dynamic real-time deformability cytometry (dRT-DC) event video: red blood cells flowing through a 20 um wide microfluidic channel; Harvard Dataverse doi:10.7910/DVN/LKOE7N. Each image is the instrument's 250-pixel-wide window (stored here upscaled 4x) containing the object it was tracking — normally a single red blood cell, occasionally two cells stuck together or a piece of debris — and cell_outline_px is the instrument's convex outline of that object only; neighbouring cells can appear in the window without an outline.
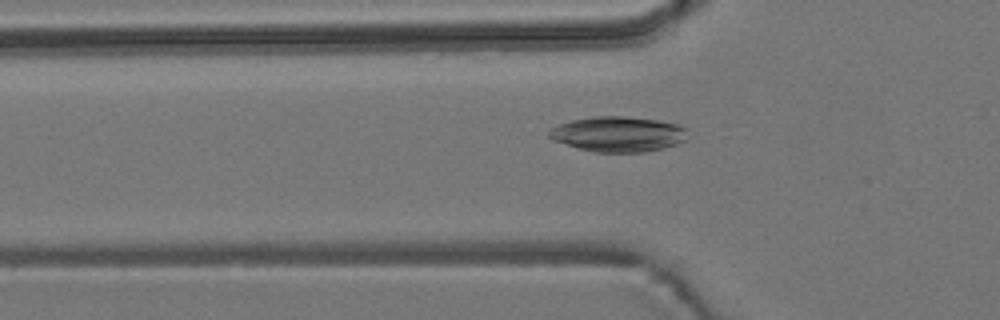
{"species": "common noctule bat (a hibernating species)", "species_latin": "Nyctalus noctula", "temperature_condition": "room temperature", "stored_images_in_passage": 15, "camera_frame_rate_fps": 3000, "um_per_image_px": 0.085, "animal": {"sex": "male", "body_mass_g": 19.2, "forearm_length_mm": 51.8}, "frame": {"image": 1, "passage_image": 8, "time_ms": 2.333, "image_size_px": [1000, 320], "cell_outline_px": [[684, 140], [676, 144], [664, 148], [644, 152], [592, 152], [552, 140], [548, 136], [548, 132], [552, 128], [560, 124], [572, 120], [592, 116], [624, 116], [656, 120], [680, 124], [684, 128]], "centroid_in_image_um": [52.5, 11.4], "position_along_channel_um": 73.3, "area_um2": 28.26}}
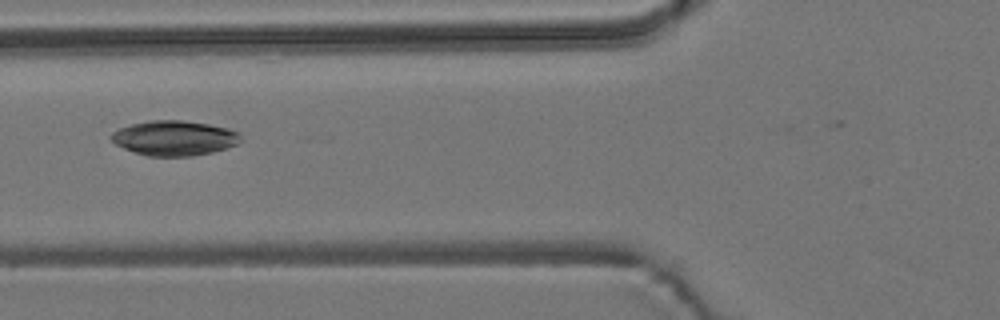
{"frame": {"image": 2, "passage_image": 11, "time_ms": 3.333, "image_size_px": [1000, 320], "cell_outline_px": [[244, 140], [236, 144], [212, 152], [192, 156], [148, 156], [124, 148], [116, 144], [108, 136], [112, 132], [120, 128], [132, 124], [148, 120], [184, 120], [208, 124], [228, 128], [240, 132]], "centroid_in_image_um": [14.84, 11.72], "position_along_channel_um": 111.0, "area_um2": 26.41}}